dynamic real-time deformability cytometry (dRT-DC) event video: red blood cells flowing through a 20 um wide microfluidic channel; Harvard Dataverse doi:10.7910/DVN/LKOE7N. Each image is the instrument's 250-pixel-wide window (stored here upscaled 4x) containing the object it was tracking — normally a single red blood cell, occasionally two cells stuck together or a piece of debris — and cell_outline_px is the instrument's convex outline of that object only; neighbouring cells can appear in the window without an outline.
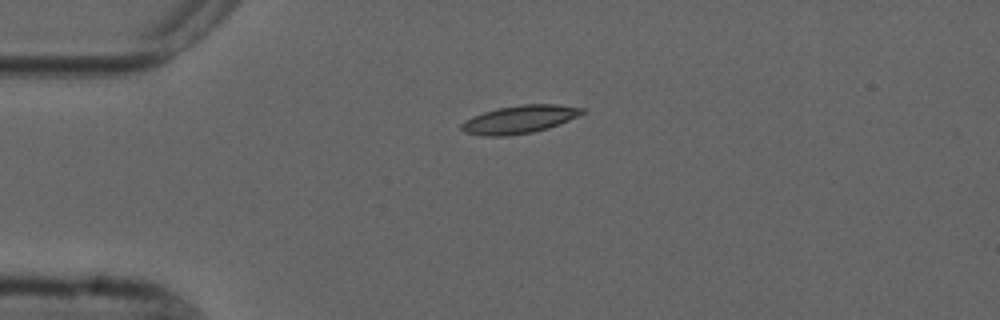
{"species": "common noctule bat (a hibernating species)", "species_latin": "Nyctalus noctula", "temperature_condition": "cold", "stored_images_in_passage": 2, "camera_frame_rate_fps": 3000, "um_per_image_px": 0.085, "animal": {"sex": "male", "forearm_length_mm": 52.5}, "frame": {"image": 1, "passage_image": 1, "time_ms": 0.0, "image_size_px": [1000, 320], "cell_outline_px": [[584, 112], [580, 116], [548, 128], [532, 132], [508, 136], [484, 136], [464, 132], [460, 128], [460, 124], [472, 116], [496, 108], [524, 104], [556, 104], [584, 108]], "centroid_in_image_um": [44.15, 10.15], "position_along_channel_um": 40.8, "area_um2": 19.71}}